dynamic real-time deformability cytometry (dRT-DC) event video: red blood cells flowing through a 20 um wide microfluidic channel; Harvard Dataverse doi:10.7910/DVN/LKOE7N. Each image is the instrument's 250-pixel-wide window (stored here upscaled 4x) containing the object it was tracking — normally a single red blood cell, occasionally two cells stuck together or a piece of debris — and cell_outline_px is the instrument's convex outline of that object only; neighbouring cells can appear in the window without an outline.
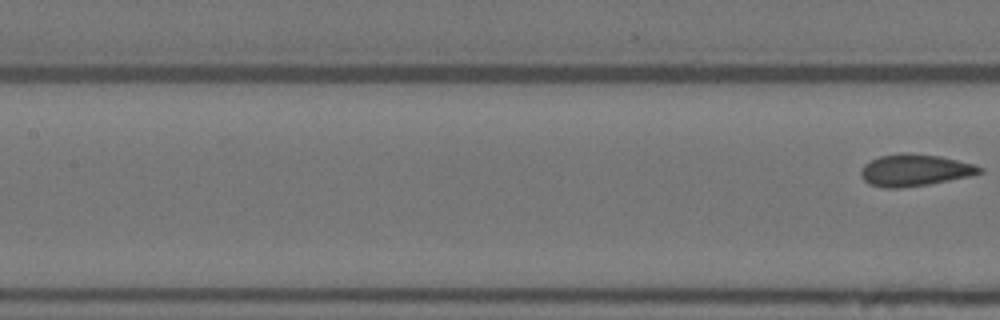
{"species": "Egyptian fruit bat (a non-hibernating species)", "species_latin": "Rousettus aegyptiacus", "temperature_condition": "warm", "stored_images_in_passage": 7, "segment_of_instrument_passage": [2, 2], "camera_frame_rate_fps": 3000, "um_per_image_px": 0.085, "animal": {"sex": "female"}, "frame": {"image": 1, "passage_image": 7, "time_ms": 8.667, "image_size_px": [1000, 320], "cell_outline_px": [[984, 172], [976, 176], [928, 184], [900, 188], [884, 188], [868, 184], [860, 176], [860, 172], [864, 164], [880, 156], [904, 152], [908, 152], [940, 156], [976, 164], [984, 168]], "centroid_in_image_um": [77.82, 14.47], "position_along_channel_um": 129.6, "area_um2": 22.48}}